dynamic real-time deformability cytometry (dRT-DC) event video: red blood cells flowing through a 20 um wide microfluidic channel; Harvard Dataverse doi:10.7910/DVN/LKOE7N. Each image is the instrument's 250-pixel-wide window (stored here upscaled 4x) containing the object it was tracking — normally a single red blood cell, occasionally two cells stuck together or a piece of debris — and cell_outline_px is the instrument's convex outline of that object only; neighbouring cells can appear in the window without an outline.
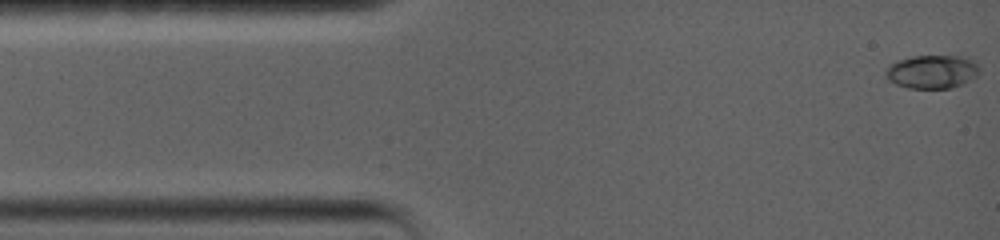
{"species": "common noctule bat (a hibernating species)", "species_latin": "Nyctalus noctula", "temperature_condition": "warm", "stored_images_in_passage": 84, "camera_frame_rate_fps": 5000, "um_per_image_px": 0.085, "animal": {"sex": "female", "body_mass_g": 19.0, "forearm_length_mm": 56.7}, "frame": {"image": 1, "passage_image": 1, "time_ms": 0.0, "image_size_px": [1000, 240], "cell_outline_px": [[980, 72], [976, 76], [964, 84], [952, 88], [908, 88], [896, 84], [888, 80], [884, 72], [888, 64], [896, 60], [912, 56], [960, 56], [976, 60], [980, 68]], "centroid_in_image_um": [79.23, 6.09], "position_along_channel_um": 5.8, "area_um2": 18.67}}
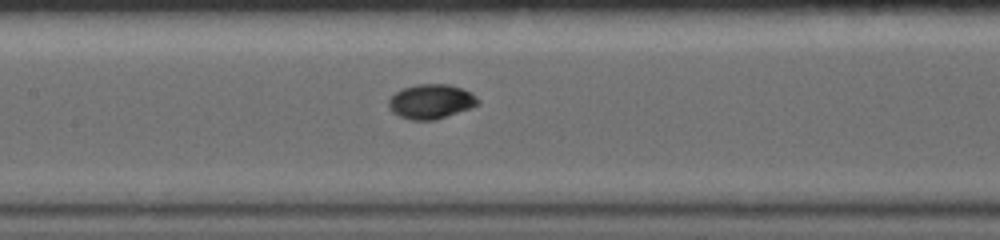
{"frame": {"image": 2, "passage_image": 31, "time_ms": 6.8, "image_size_px": [1000, 240], "cell_outline_px": [[480, 104], [436, 120], [412, 120], [400, 116], [392, 112], [388, 108], [388, 100], [396, 92], [404, 88], [416, 84], [448, 84], [472, 92], [480, 100]], "centroid_in_image_um": [36.64, 8.63], "position_along_channel_um": 170.8, "area_um2": 17.98}}
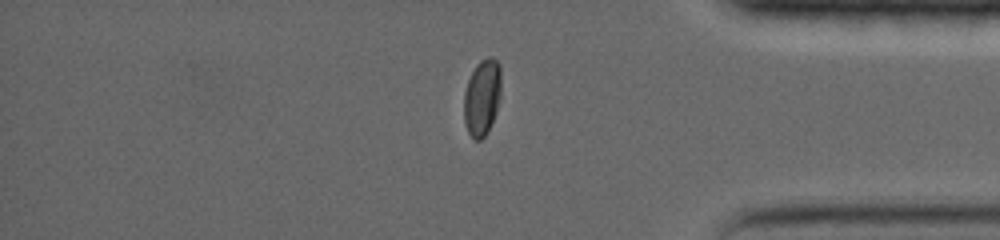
{"frame": {"image": 3, "passage_image": 61, "time_ms": 13.4, "image_size_px": [1000, 240], "cell_outline_px": [[500, 96], [496, 112], [484, 136], [480, 140], [476, 140], [468, 132], [464, 120], [464, 92], [468, 80], [476, 64], [480, 60], [488, 56], [492, 56], [500, 64]], "centroid_in_image_um": [40.97, 8.22], "position_along_channel_um": 394.2, "area_um2": 16.42}, "authors_computed_cell_mechanics": {"area_um2": 17.5134, "velocity_mm_per_s": 3.6309, "shape_relaxation_time_tau1_ms": 4.6923, "shape_relaxation_time_tau2_ms": null, "deformation_change_tau1": 0.1862, "deformation_change_tau2": null}}